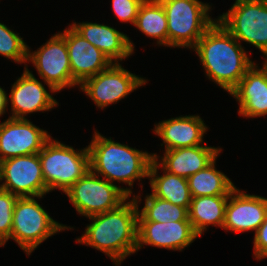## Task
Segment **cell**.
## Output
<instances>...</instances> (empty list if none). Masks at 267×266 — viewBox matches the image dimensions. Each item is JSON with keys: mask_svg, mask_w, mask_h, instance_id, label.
<instances>
[{"mask_svg": "<svg viewBox=\"0 0 267 266\" xmlns=\"http://www.w3.org/2000/svg\"><path fill=\"white\" fill-rule=\"evenodd\" d=\"M132 197L117 209L88 217L92 222L76 242L100 250L119 266L137 249L138 203L142 199L140 195Z\"/></svg>", "mask_w": 267, "mask_h": 266, "instance_id": "6da1fadb", "label": "cell"}, {"mask_svg": "<svg viewBox=\"0 0 267 266\" xmlns=\"http://www.w3.org/2000/svg\"><path fill=\"white\" fill-rule=\"evenodd\" d=\"M208 79L228 94L254 64L245 48L216 20L192 48Z\"/></svg>", "mask_w": 267, "mask_h": 266, "instance_id": "7a4b0ae2", "label": "cell"}, {"mask_svg": "<svg viewBox=\"0 0 267 266\" xmlns=\"http://www.w3.org/2000/svg\"><path fill=\"white\" fill-rule=\"evenodd\" d=\"M87 146L90 155V170L114 184L122 182L133 187L134 181L149 176L154 159L152 153L140 151L128 145L115 142L95 130Z\"/></svg>", "mask_w": 267, "mask_h": 266, "instance_id": "3957f363", "label": "cell"}, {"mask_svg": "<svg viewBox=\"0 0 267 266\" xmlns=\"http://www.w3.org/2000/svg\"><path fill=\"white\" fill-rule=\"evenodd\" d=\"M38 154L49 192L55 189L67 191L90 170L88 147L76 151L51 137Z\"/></svg>", "mask_w": 267, "mask_h": 266, "instance_id": "277c9868", "label": "cell"}, {"mask_svg": "<svg viewBox=\"0 0 267 266\" xmlns=\"http://www.w3.org/2000/svg\"><path fill=\"white\" fill-rule=\"evenodd\" d=\"M167 17L168 47L192 49L217 20L209 3L199 0H159Z\"/></svg>", "mask_w": 267, "mask_h": 266, "instance_id": "5b68a950", "label": "cell"}, {"mask_svg": "<svg viewBox=\"0 0 267 266\" xmlns=\"http://www.w3.org/2000/svg\"><path fill=\"white\" fill-rule=\"evenodd\" d=\"M35 199V196L18 197L13 211L10 239L28 256L47 238L73 228L52 219Z\"/></svg>", "mask_w": 267, "mask_h": 266, "instance_id": "8992f818", "label": "cell"}, {"mask_svg": "<svg viewBox=\"0 0 267 266\" xmlns=\"http://www.w3.org/2000/svg\"><path fill=\"white\" fill-rule=\"evenodd\" d=\"M64 193L76 211L87 218L117 209L133 194L131 188H121L104 178L100 179L91 170Z\"/></svg>", "mask_w": 267, "mask_h": 266, "instance_id": "52a82bcc", "label": "cell"}, {"mask_svg": "<svg viewBox=\"0 0 267 266\" xmlns=\"http://www.w3.org/2000/svg\"><path fill=\"white\" fill-rule=\"evenodd\" d=\"M217 20L238 42L260 50L267 61V0H235Z\"/></svg>", "mask_w": 267, "mask_h": 266, "instance_id": "ba28073f", "label": "cell"}, {"mask_svg": "<svg viewBox=\"0 0 267 266\" xmlns=\"http://www.w3.org/2000/svg\"><path fill=\"white\" fill-rule=\"evenodd\" d=\"M28 62L35 66L38 75L49 87L50 93L78 86L72 79L68 48L60 32L54 34L34 52H31L28 46Z\"/></svg>", "mask_w": 267, "mask_h": 266, "instance_id": "9c48e42d", "label": "cell"}, {"mask_svg": "<svg viewBox=\"0 0 267 266\" xmlns=\"http://www.w3.org/2000/svg\"><path fill=\"white\" fill-rule=\"evenodd\" d=\"M146 83L147 79L129 72L120 63H113L106 70L85 79L79 87L97 107L104 110Z\"/></svg>", "mask_w": 267, "mask_h": 266, "instance_id": "30bf717a", "label": "cell"}, {"mask_svg": "<svg viewBox=\"0 0 267 266\" xmlns=\"http://www.w3.org/2000/svg\"><path fill=\"white\" fill-rule=\"evenodd\" d=\"M0 188L17 197H36L41 199L46 188L39 154L18 156L0 161ZM1 183V182H0Z\"/></svg>", "mask_w": 267, "mask_h": 266, "instance_id": "8fae6325", "label": "cell"}, {"mask_svg": "<svg viewBox=\"0 0 267 266\" xmlns=\"http://www.w3.org/2000/svg\"><path fill=\"white\" fill-rule=\"evenodd\" d=\"M51 137L27 118L8 117L0 123V161L39 153Z\"/></svg>", "mask_w": 267, "mask_h": 266, "instance_id": "7c38bea8", "label": "cell"}, {"mask_svg": "<svg viewBox=\"0 0 267 266\" xmlns=\"http://www.w3.org/2000/svg\"><path fill=\"white\" fill-rule=\"evenodd\" d=\"M24 69L11 86L8 102L11 103L12 115L9 118L26 119L27 114L50 111L59 104L26 64Z\"/></svg>", "mask_w": 267, "mask_h": 266, "instance_id": "4fadbf2b", "label": "cell"}, {"mask_svg": "<svg viewBox=\"0 0 267 266\" xmlns=\"http://www.w3.org/2000/svg\"><path fill=\"white\" fill-rule=\"evenodd\" d=\"M197 237L190 221H138L136 251L144 245L182 251Z\"/></svg>", "mask_w": 267, "mask_h": 266, "instance_id": "5bb4252c", "label": "cell"}, {"mask_svg": "<svg viewBox=\"0 0 267 266\" xmlns=\"http://www.w3.org/2000/svg\"><path fill=\"white\" fill-rule=\"evenodd\" d=\"M267 213V198L247 194L236 187L231 191L225 208L222 229L231 232L257 231Z\"/></svg>", "mask_w": 267, "mask_h": 266, "instance_id": "9a60e30c", "label": "cell"}, {"mask_svg": "<svg viewBox=\"0 0 267 266\" xmlns=\"http://www.w3.org/2000/svg\"><path fill=\"white\" fill-rule=\"evenodd\" d=\"M60 34L65 38L68 48L72 79L78 85L113 64L102 51L79 35L70 25Z\"/></svg>", "mask_w": 267, "mask_h": 266, "instance_id": "2e32d148", "label": "cell"}, {"mask_svg": "<svg viewBox=\"0 0 267 266\" xmlns=\"http://www.w3.org/2000/svg\"><path fill=\"white\" fill-rule=\"evenodd\" d=\"M254 63L229 93L239 103V115L247 118L267 115V61Z\"/></svg>", "mask_w": 267, "mask_h": 266, "instance_id": "e0dca14e", "label": "cell"}, {"mask_svg": "<svg viewBox=\"0 0 267 266\" xmlns=\"http://www.w3.org/2000/svg\"><path fill=\"white\" fill-rule=\"evenodd\" d=\"M70 26L102 51L112 63H119L134 53L135 46L130 37L116 28L92 22H74Z\"/></svg>", "mask_w": 267, "mask_h": 266, "instance_id": "ac0fdd59", "label": "cell"}, {"mask_svg": "<svg viewBox=\"0 0 267 266\" xmlns=\"http://www.w3.org/2000/svg\"><path fill=\"white\" fill-rule=\"evenodd\" d=\"M221 151L220 147L199 145L166 150L161 160L158 159L160 156H157L156 153H153L152 156L165 171L187 179L205 169L217 159Z\"/></svg>", "mask_w": 267, "mask_h": 266, "instance_id": "d6986e66", "label": "cell"}, {"mask_svg": "<svg viewBox=\"0 0 267 266\" xmlns=\"http://www.w3.org/2000/svg\"><path fill=\"white\" fill-rule=\"evenodd\" d=\"M208 130L199 115L170 118L155 124L154 133L159 136L165 151L203 145V136Z\"/></svg>", "mask_w": 267, "mask_h": 266, "instance_id": "ffe728a7", "label": "cell"}, {"mask_svg": "<svg viewBox=\"0 0 267 266\" xmlns=\"http://www.w3.org/2000/svg\"><path fill=\"white\" fill-rule=\"evenodd\" d=\"M160 168L163 170L161 176L157 174ZM148 178L154 196L189 209L192 197L186 178L165 171L154 159L149 168Z\"/></svg>", "mask_w": 267, "mask_h": 266, "instance_id": "44dd1931", "label": "cell"}, {"mask_svg": "<svg viewBox=\"0 0 267 266\" xmlns=\"http://www.w3.org/2000/svg\"><path fill=\"white\" fill-rule=\"evenodd\" d=\"M228 198L229 195L192 197L188 218L198 236L210 225L223 227Z\"/></svg>", "mask_w": 267, "mask_h": 266, "instance_id": "7402d4cb", "label": "cell"}, {"mask_svg": "<svg viewBox=\"0 0 267 266\" xmlns=\"http://www.w3.org/2000/svg\"><path fill=\"white\" fill-rule=\"evenodd\" d=\"M215 165L216 159L205 169L187 178L191 197L230 195L236 186Z\"/></svg>", "mask_w": 267, "mask_h": 266, "instance_id": "603a6c76", "label": "cell"}, {"mask_svg": "<svg viewBox=\"0 0 267 266\" xmlns=\"http://www.w3.org/2000/svg\"><path fill=\"white\" fill-rule=\"evenodd\" d=\"M134 26L146 36L157 39V45L168 47L167 17L159 0H144Z\"/></svg>", "mask_w": 267, "mask_h": 266, "instance_id": "cb8c5ba5", "label": "cell"}, {"mask_svg": "<svg viewBox=\"0 0 267 266\" xmlns=\"http://www.w3.org/2000/svg\"><path fill=\"white\" fill-rule=\"evenodd\" d=\"M138 221H190L188 209L162 200L152 193L146 195L143 208L138 210Z\"/></svg>", "mask_w": 267, "mask_h": 266, "instance_id": "d4e9b609", "label": "cell"}, {"mask_svg": "<svg viewBox=\"0 0 267 266\" xmlns=\"http://www.w3.org/2000/svg\"><path fill=\"white\" fill-rule=\"evenodd\" d=\"M28 45L19 33L0 22V55L16 63H27Z\"/></svg>", "mask_w": 267, "mask_h": 266, "instance_id": "484cf974", "label": "cell"}, {"mask_svg": "<svg viewBox=\"0 0 267 266\" xmlns=\"http://www.w3.org/2000/svg\"><path fill=\"white\" fill-rule=\"evenodd\" d=\"M18 197L0 188V246L10 239L13 211Z\"/></svg>", "mask_w": 267, "mask_h": 266, "instance_id": "4316f807", "label": "cell"}, {"mask_svg": "<svg viewBox=\"0 0 267 266\" xmlns=\"http://www.w3.org/2000/svg\"><path fill=\"white\" fill-rule=\"evenodd\" d=\"M144 0H112L114 14L123 23L135 24L139 8Z\"/></svg>", "mask_w": 267, "mask_h": 266, "instance_id": "83f0119b", "label": "cell"}, {"mask_svg": "<svg viewBox=\"0 0 267 266\" xmlns=\"http://www.w3.org/2000/svg\"><path fill=\"white\" fill-rule=\"evenodd\" d=\"M253 244V257L257 260L267 258V213L263 223L254 234Z\"/></svg>", "mask_w": 267, "mask_h": 266, "instance_id": "f1b7e54d", "label": "cell"}, {"mask_svg": "<svg viewBox=\"0 0 267 266\" xmlns=\"http://www.w3.org/2000/svg\"><path fill=\"white\" fill-rule=\"evenodd\" d=\"M8 93L0 86V117L7 112L8 108Z\"/></svg>", "mask_w": 267, "mask_h": 266, "instance_id": "f546056e", "label": "cell"}]
</instances>
